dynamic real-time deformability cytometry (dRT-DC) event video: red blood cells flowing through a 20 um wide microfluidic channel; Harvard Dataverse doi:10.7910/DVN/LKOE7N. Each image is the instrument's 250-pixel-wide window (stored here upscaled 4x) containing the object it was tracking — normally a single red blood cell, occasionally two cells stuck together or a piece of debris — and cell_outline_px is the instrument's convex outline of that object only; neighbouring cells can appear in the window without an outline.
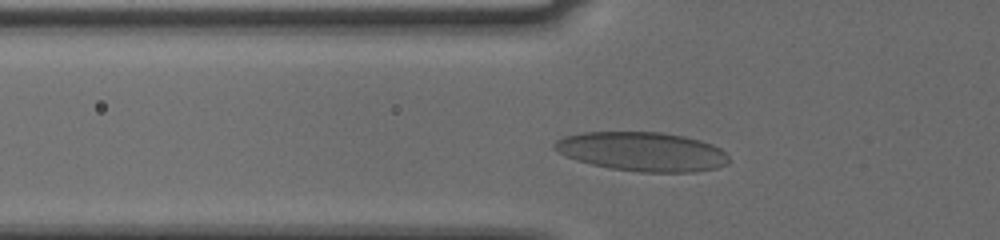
{"species": "human", "species_latin": "Homo sapiens", "temperature_condition": "cold", "stored_images_in_passage": 37, "camera_frame_rate_fps": 3000, "um_per_image_px": 0.085, "donor": {"sex": "male"}, "frame": {"image": 1, "passage_image": 7, "time_ms": 2.0, "image_size_px": [1000, 240], "cell_outline_px": [[728, 164], [716, 168], [696, 172], [640, 172], [612, 168], [592, 164], [576, 160], [552, 148], [552, 144], [556, 140], [564, 136], [584, 132], [660, 132], [684, 136], [700, 140], [712, 144], [720, 148], [728, 156]], "centroid_in_image_um": [54.6, 12.88], "position_along_channel_um": 71.2, "area_um2": 39.71}}
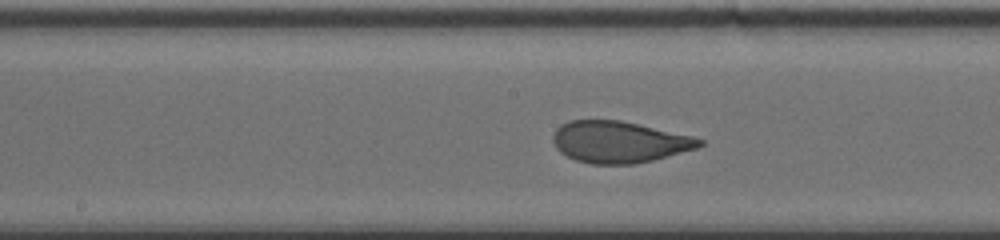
{"frame": {"image": 2, "passage_image": 17, "time_ms": 5.333, "image_size_px": [1000, 240], "cell_outline_px": [[704, 144], [696, 148], [652, 160], [636, 164], [588, 164], [576, 160], [560, 152], [556, 148], [552, 140], [552, 136], [556, 128], [560, 124], [568, 120], [620, 120], [692, 136], [704, 140]], "centroid_in_image_um": [52.58, 12.06], "position_along_channel_um": 195.6, "area_um2": 35.43}}
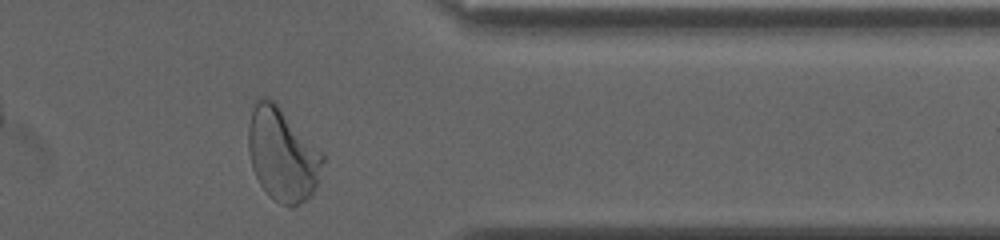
{"frame": {"image": 3, "passage_image": 33, "time_ms": 10.667, "image_size_px": [1000, 240], "cell_outline_px": [[324, 160], [316, 188], [308, 200], [292, 208], [280, 204], [268, 196], [260, 184], [252, 168], [248, 148], [248, 128], [252, 112], [256, 100], [260, 96], [264, 96], [272, 100], [324, 152]], "centroid_in_image_um": [24.02, 13.18], "position_along_channel_um": 387.4, "area_um2": 40.63}, "authors_computed_cell_mechanics": {"area_um2": 36.4718, "velocity_mm_per_s": 3.7533, "shape_relaxation_time_tau1_ms": 6.3611, "shape_relaxation_time_tau2_ms": null, "deformation_change_tau1": 0.1989, "deformation_change_tau2": null}}